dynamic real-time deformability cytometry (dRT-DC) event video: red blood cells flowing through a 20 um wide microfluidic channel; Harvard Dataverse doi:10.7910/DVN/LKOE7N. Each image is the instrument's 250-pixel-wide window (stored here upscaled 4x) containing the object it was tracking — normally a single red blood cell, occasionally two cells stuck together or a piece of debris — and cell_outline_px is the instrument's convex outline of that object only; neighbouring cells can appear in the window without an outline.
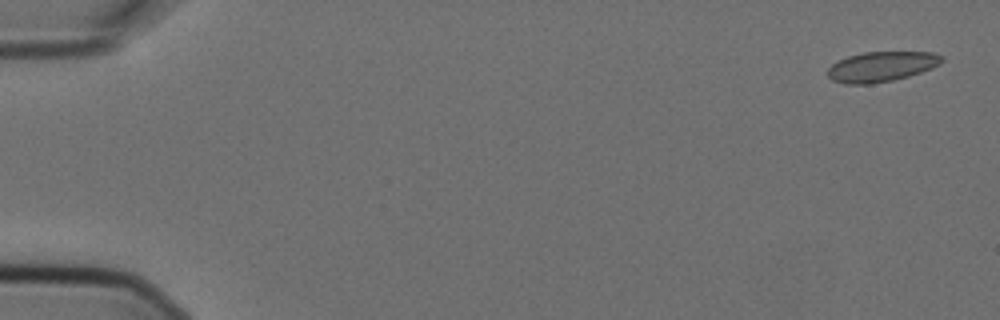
{"species": "Egyptian fruit bat (a non-hibernating species)", "species_latin": "Rousettus aegyptiacus", "temperature_condition": "cold", "stored_images_in_passage": 7, "camera_frame_rate_fps": 3000, "um_per_image_px": 0.085, "animal": {"sex": "female"}, "frame": {"image": 1, "passage_image": 1, "time_ms": 0.0, "image_size_px": [1000, 320], "cell_outline_px": [[944, 60], [940, 64], [932, 68], [908, 76], [892, 80], [872, 84], [844, 84], [832, 80], [828, 76], [828, 68], [832, 64], [848, 56], [864, 52], [932, 52], [944, 56]], "centroid_in_image_um": [74.93, 5.66], "position_along_channel_um": 10.1, "area_um2": 20.0}}
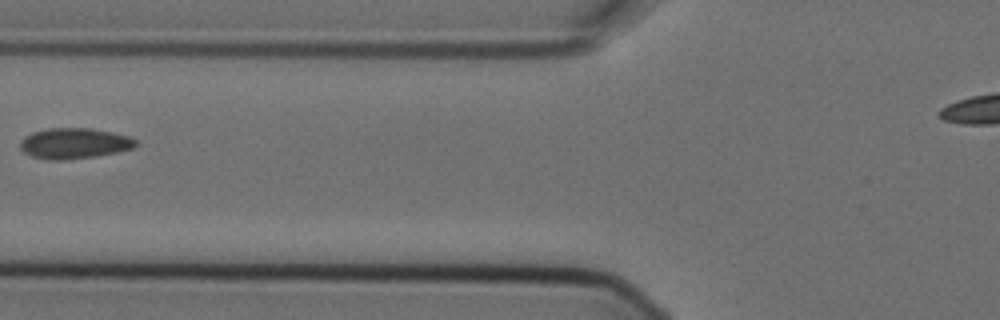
{"frame": {"image": 2, "passage_image": 6, "time_ms": 1.667, "image_size_px": [1000, 320], "cell_outline_px": [[136, 144], [132, 148], [116, 152], [96, 156], [64, 160], [48, 160], [32, 156], [24, 152], [20, 148], [20, 140], [24, 136], [32, 132], [48, 128], [88, 128], [112, 132], [128, 136], [136, 140]], "centroid_in_image_um": [6.26, 12.18], "position_along_channel_um": 119.5, "area_um2": 20.58}}
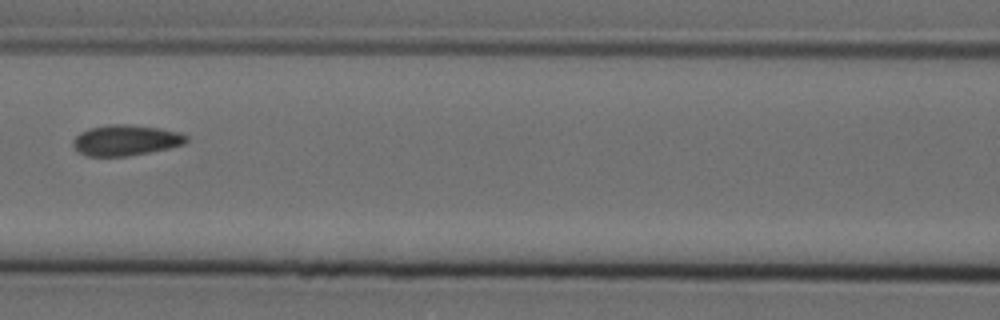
{"frame": {"image": 3, "passage_image": 7, "time_ms": 2.0, "image_size_px": [1000, 320], "cell_outline_px": [[188, 140], [184, 144], [168, 148], [128, 156], [84, 156], [72, 144], [72, 140], [80, 132], [88, 128], [108, 124], [128, 124], [160, 128], [180, 132], [188, 136]], "centroid_in_image_um": [10.68, 11.91], "position_along_channel_um": 155.9, "area_um2": 20.35}}